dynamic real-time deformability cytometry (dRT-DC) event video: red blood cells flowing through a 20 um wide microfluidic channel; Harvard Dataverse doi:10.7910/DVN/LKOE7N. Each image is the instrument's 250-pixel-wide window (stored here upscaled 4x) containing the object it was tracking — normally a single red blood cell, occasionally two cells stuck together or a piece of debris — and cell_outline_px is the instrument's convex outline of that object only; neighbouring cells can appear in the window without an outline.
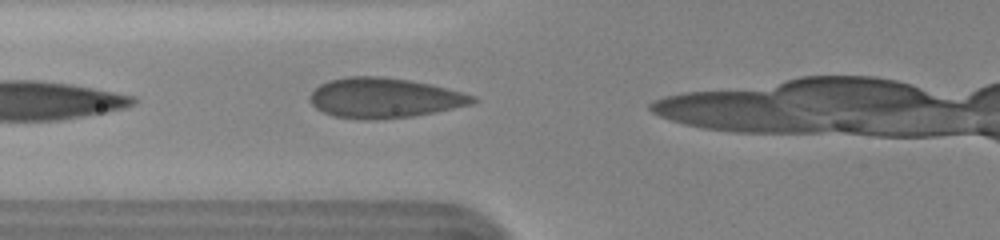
{"species": "human", "species_latin": "Homo sapiens", "temperature_condition": "cold", "stored_images_in_passage": 8, "camera_frame_rate_fps": 3000, "um_per_image_px": 0.085, "donor": {"sex": "female"}, "frame": {"image": 1, "passage_image": 3, "time_ms": 0.667, "image_size_px": [1000, 240], "cell_outline_px": [[480, 100], [472, 104], [412, 116], [376, 120], [368, 120], [332, 116], [316, 108], [308, 100], [308, 96], [320, 84], [328, 80], [348, 76], [376, 76], [408, 80], [428, 84], [476, 96]], "centroid_in_image_um": [32.61, 8.33], "position_along_channel_um": 93.2, "area_um2": 37.74}}